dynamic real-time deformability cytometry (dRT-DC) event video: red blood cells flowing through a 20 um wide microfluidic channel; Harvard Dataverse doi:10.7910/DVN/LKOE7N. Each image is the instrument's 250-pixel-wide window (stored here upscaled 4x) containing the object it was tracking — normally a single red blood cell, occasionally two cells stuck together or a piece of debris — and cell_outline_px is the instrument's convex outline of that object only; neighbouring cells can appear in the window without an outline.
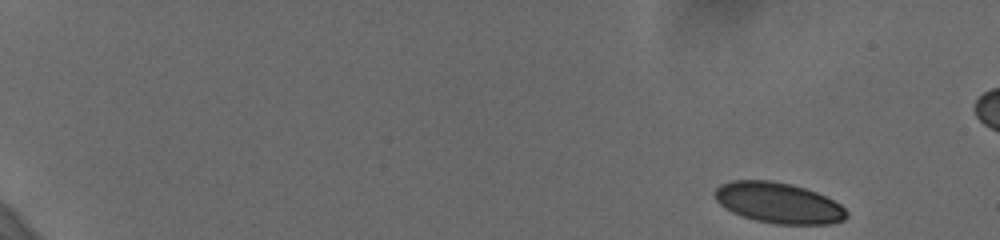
{"species": "human", "species_latin": "Homo sapiens", "temperature_condition": "cold", "stored_images_in_passage": 54, "camera_frame_rate_fps": 3000, "um_per_image_px": 0.085, "donor": {"sex": "female"}, "frame": {"image": 1, "passage_image": 1, "time_ms": 0.0, "image_size_px": [1000, 240], "cell_outline_px": [[848, 216], [844, 220], [828, 224], [776, 224], [756, 220], [732, 212], [720, 204], [716, 200], [712, 192], [720, 184], [732, 180], [772, 180], [792, 184], [816, 192], [840, 204], [848, 212]], "centroid_in_image_um": [66.15, 17.23], "position_along_channel_um": 18.8, "area_um2": 31.27}}
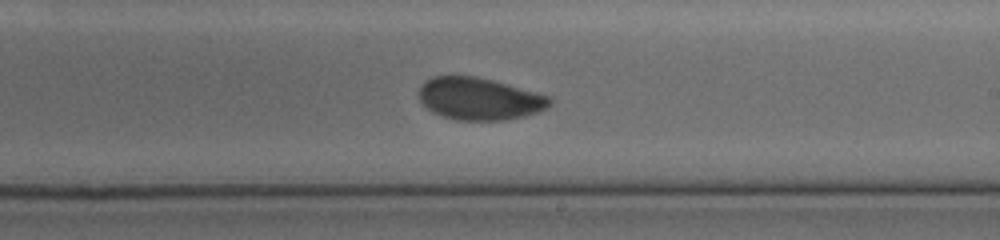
{"frame": {"image": 2, "passage_image": 34, "time_ms": 11.0, "image_size_px": [1000, 240], "cell_outline_px": [[552, 104], [548, 108], [524, 116], [504, 120], [456, 120], [432, 112], [416, 96], [420, 84], [424, 80], [432, 76], [476, 76], [492, 80], [552, 96]], "centroid_in_image_um": [40.73, 8.38], "position_along_channel_um": 248.3, "area_um2": 32.48}}
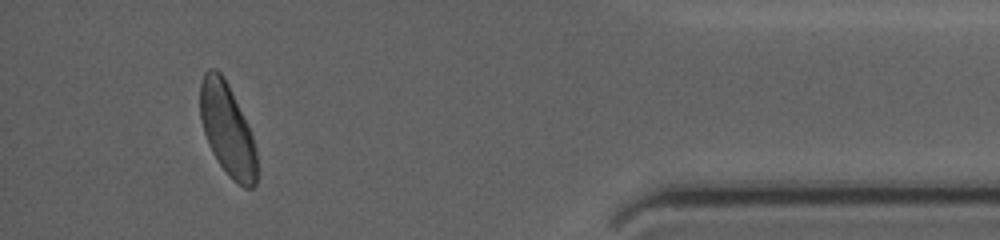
{"frame": {"image": 3, "passage_image": 51, "time_ms": 16.667, "image_size_px": [1000, 240], "cell_outline_px": [[256, 184], [252, 188], [244, 188], [232, 180], [228, 176], [212, 152], [208, 144], [204, 132], [200, 116], [200, 84], [204, 72], [208, 68], [216, 68], [224, 76], [248, 124], [256, 148]], "centroid_in_image_um": [19.31, 11.0], "position_along_channel_um": 415.9, "area_um2": 30.58}, "authors_computed_cell_mechanics": {"area_um2": 32.1946, "velocity_mm_per_s": 3.645, "shape_relaxation_time_tau1_ms": 4.9794, "shape_relaxation_time_tau2_ms": 1.3039, "deformation_change_tau1": 0.1187, "deformation_change_tau2": 0.0522}}